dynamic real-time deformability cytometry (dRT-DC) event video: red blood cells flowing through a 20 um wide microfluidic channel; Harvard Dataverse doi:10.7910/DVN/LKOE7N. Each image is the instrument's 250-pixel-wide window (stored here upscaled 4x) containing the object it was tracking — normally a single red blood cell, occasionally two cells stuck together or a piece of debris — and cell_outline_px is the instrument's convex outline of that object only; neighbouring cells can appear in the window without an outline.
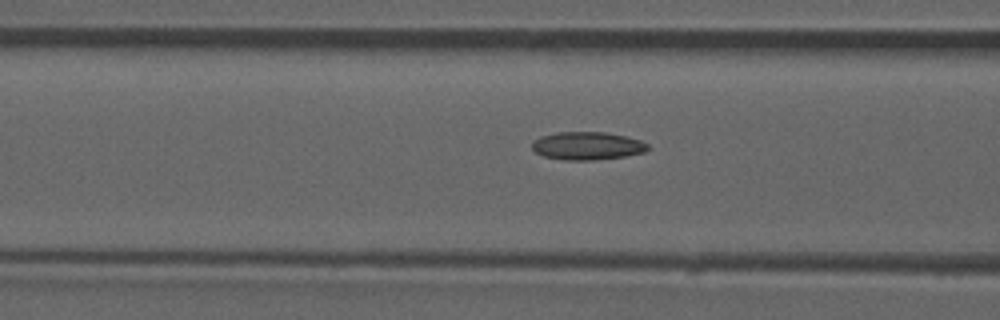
{"species": "common noctule bat (a hibernating species)", "species_latin": "Nyctalus noctula", "temperature_condition": "room temperature", "stored_images_in_passage": 47, "camera_frame_rate_fps": 3000, "um_per_image_px": 0.085, "animal": {"sex": "male", "forearm_length_mm": 52.5}, "frame": {"image": 1, "passage_image": 21, "time_ms": 6.667, "image_size_px": [1000, 320], "cell_outline_px": [[648, 148], [644, 152], [624, 156], [592, 160], [564, 160], [544, 156], [536, 152], [532, 148], [532, 140], [540, 136], [556, 132], [604, 132], [624, 136], [640, 140], [648, 144]], "centroid_in_image_um": [49.87, 12.39], "position_along_channel_um": 116.7, "area_um2": 18.79}}